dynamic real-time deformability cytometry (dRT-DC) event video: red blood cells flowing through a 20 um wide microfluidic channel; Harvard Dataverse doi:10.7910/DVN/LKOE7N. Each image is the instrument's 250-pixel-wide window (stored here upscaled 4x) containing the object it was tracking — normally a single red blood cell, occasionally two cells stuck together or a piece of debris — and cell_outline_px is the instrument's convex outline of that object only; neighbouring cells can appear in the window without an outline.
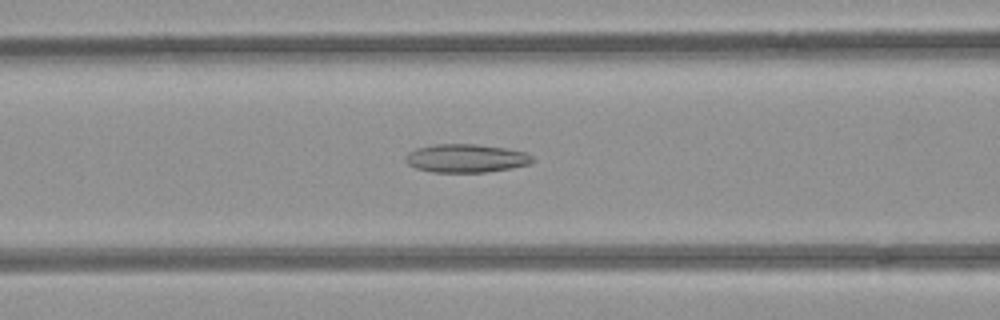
{"species": "common noctule bat (a hibernating species)", "species_latin": "Nyctalus noctula", "temperature_condition": "room temperature", "stored_images_in_passage": 53, "camera_frame_rate_fps": 3000, "um_per_image_px": 0.085, "animal": {"sex": "female", "body_mass_g": 21.9}, "frame": {"image": 1, "passage_image": 22, "time_ms": 7.0, "image_size_px": [1000, 320], "cell_outline_px": [[536, 160], [532, 164], [512, 168], [484, 172], [432, 172], [416, 168], [408, 164], [404, 160], [404, 156], [408, 152], [416, 148], [436, 144], [476, 144], [504, 148], [524, 152], [532, 156]], "centroid_in_image_um": [39.61, 13.45], "position_along_channel_um": 127.0, "area_um2": 21.1}}
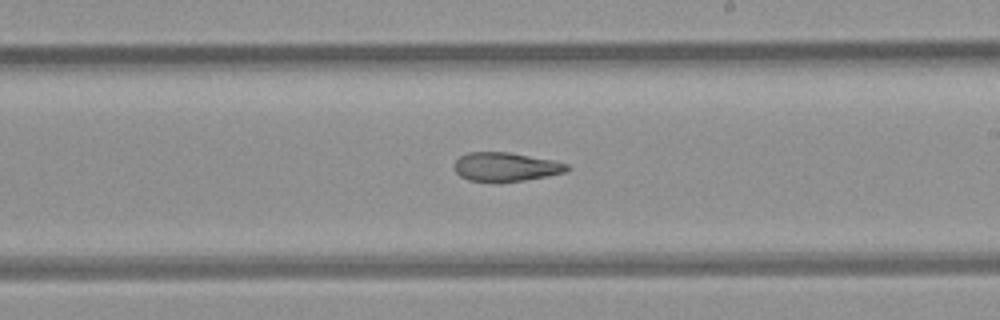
{"frame": {"image": 2, "passage_image": 31, "time_ms": 10.0, "image_size_px": [1000, 320], "cell_outline_px": [[572, 168], [564, 172], [524, 180], [500, 184], [492, 184], [468, 180], [460, 176], [456, 172], [452, 164], [460, 156], [468, 152], [508, 152], [552, 160], [568, 164]], "centroid_in_image_um": [42.92, 14.21], "position_along_channel_um": 246.1, "area_um2": 19.42}}
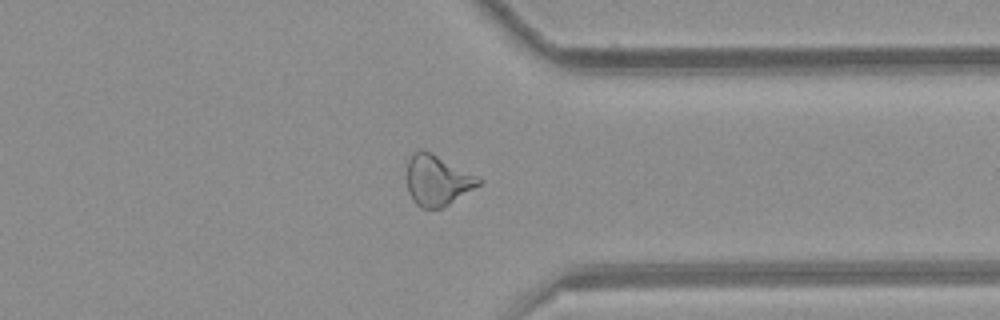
{"frame": {"image": 3, "passage_image": 41, "time_ms": 13.333, "image_size_px": [1000, 320], "cell_outline_px": [[484, 180], [480, 184], [448, 204], [440, 208], [420, 208], [412, 200], [408, 192], [408, 160], [412, 152], [432, 152], [480, 176]], "centroid_in_image_um": [37.2, 15.32], "position_along_channel_um": 374.2, "area_um2": 21.04}, "authors_computed_cell_mechanics": {"area_um2": 23.12, "velocity_mm_per_s": 3.9678, "shape_relaxation_time_tau1_ms": null, "shape_relaxation_time_tau2_ms": 3.9508, "deformation_change_tau1": null, "deformation_change_tau2": 0.1307}}